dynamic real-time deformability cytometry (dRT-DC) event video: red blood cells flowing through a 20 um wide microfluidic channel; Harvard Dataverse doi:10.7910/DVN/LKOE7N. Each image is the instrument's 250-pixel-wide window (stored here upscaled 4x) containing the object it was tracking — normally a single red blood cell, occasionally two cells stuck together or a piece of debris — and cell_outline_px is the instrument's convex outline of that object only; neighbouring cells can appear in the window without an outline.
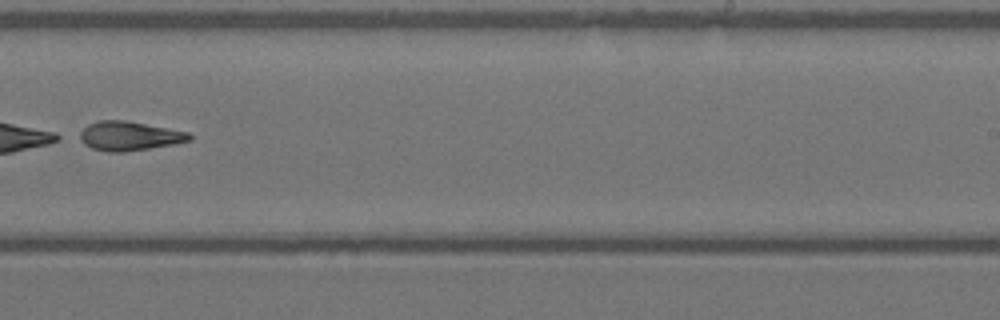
{"species": "Egyptian fruit bat (a non-hibernating species)", "species_latin": "Rousettus aegyptiacus", "temperature_condition": "warm", "stored_images_in_passage": 34, "camera_frame_rate_fps": 3000, "um_per_image_px": 0.085, "animal": {"sex": "female"}, "frame": {"image": 1, "passage_image": 20, "time_ms": 6.333, "image_size_px": [1000, 320], "cell_outline_px": [[192, 140], [172, 144], [124, 152], [108, 152], [92, 148], [76, 140], [72, 136], [88, 124], [100, 120], [124, 120], [188, 132], [192, 136]], "centroid_in_image_um": [10.86, 11.56], "position_along_channel_um": 278.1, "area_um2": 18.84}}
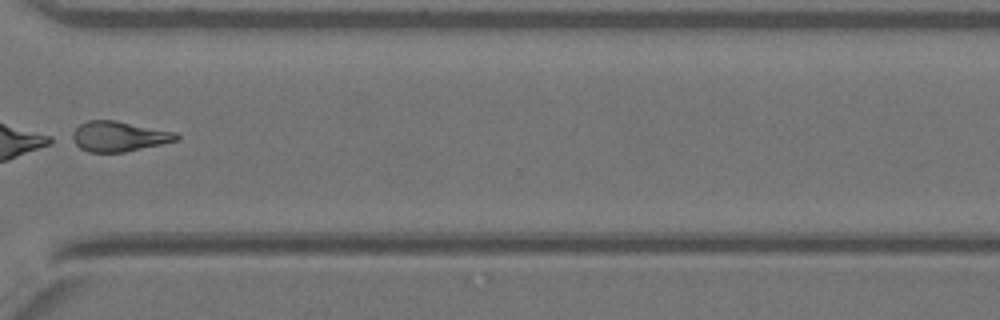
{"frame": {"image": 2, "passage_image": 25, "time_ms": 8.0, "image_size_px": [1000, 320], "cell_outline_px": [[180, 140], [124, 152], [88, 152], [80, 148], [68, 140], [64, 136], [80, 124], [88, 120], [116, 120], [176, 132], [180, 136]], "centroid_in_image_um": [10.0, 11.59], "position_along_channel_um": 360.6, "area_um2": 18.9}}